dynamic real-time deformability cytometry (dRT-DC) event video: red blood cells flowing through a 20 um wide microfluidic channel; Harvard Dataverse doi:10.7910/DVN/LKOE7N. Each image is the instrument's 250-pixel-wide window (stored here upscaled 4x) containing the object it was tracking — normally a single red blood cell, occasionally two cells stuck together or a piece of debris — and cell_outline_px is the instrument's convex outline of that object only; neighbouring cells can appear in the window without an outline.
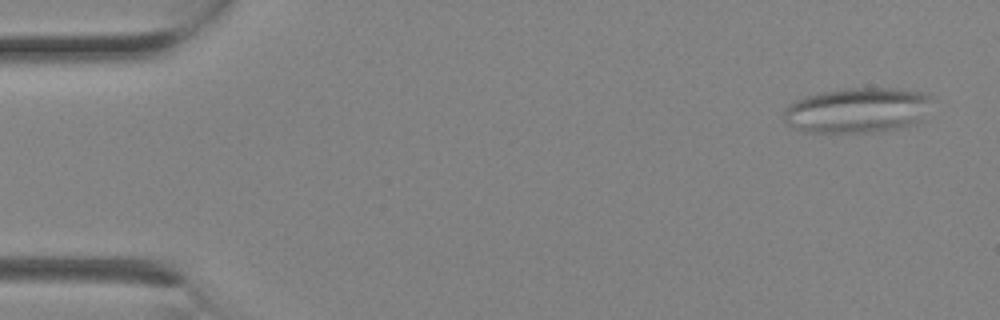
{"species": "Egyptian fruit bat (a non-hibernating species)", "species_latin": "Rousettus aegyptiacus", "temperature_condition": "room temperature", "stored_images_in_passage": 2, "camera_frame_rate_fps": 3000, "um_per_image_px": 0.085, "animal": {"sex": "female"}, "frame": {"image": 1, "passage_image": 1, "time_ms": 0.0, "image_size_px": [1000, 320], "cell_outline_px": [[932, 100], [920, 120], [916, 124], [880, 132], [804, 132], [788, 124], [784, 120], [784, 108], [796, 100], [804, 96], [820, 92], [844, 88], [892, 88], [924, 92], [932, 96]], "centroid_in_image_um": [72.88, 9.37], "position_along_channel_um": 12.1, "area_um2": 39.25}}